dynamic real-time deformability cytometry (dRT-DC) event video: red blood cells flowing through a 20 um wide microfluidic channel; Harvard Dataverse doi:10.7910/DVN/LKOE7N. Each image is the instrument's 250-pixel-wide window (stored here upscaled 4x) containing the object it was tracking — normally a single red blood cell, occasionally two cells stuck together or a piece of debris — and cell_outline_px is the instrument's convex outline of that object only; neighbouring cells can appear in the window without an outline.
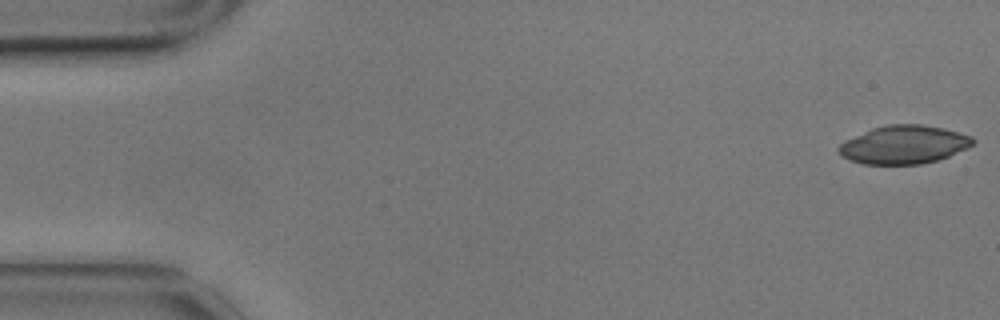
{"species": "common noctule bat (a hibernating species)", "species_latin": "Nyctalus noctula", "temperature_condition": "cold", "stored_images_in_passage": 55, "camera_frame_rate_fps": 3000, "um_per_image_px": 0.085, "animal": {"sex": "male", "body_mass_g": 17.9}, "frame": {"image": 1, "passage_image": 1, "time_ms": 0.0, "image_size_px": [1000, 320], "cell_outline_px": [[976, 140], [968, 148], [948, 156], [936, 160], [920, 164], [864, 164], [840, 156], [836, 152], [836, 148], [844, 140], [872, 128], [888, 124], [920, 124], [940, 128], [972, 136]], "centroid_in_image_um": [76.78, 12.3], "position_along_channel_um": 8.2, "area_um2": 29.88}}